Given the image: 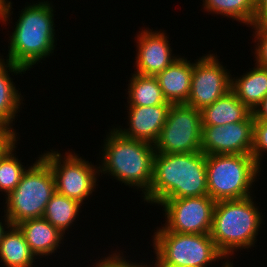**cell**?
<instances>
[{
    "instance_id": "19",
    "label": "cell",
    "mask_w": 267,
    "mask_h": 267,
    "mask_svg": "<svg viewBox=\"0 0 267 267\" xmlns=\"http://www.w3.org/2000/svg\"><path fill=\"white\" fill-rule=\"evenodd\" d=\"M231 90L251 111L267 95V69L255 64L240 77H232Z\"/></svg>"
},
{
    "instance_id": "3",
    "label": "cell",
    "mask_w": 267,
    "mask_h": 267,
    "mask_svg": "<svg viewBox=\"0 0 267 267\" xmlns=\"http://www.w3.org/2000/svg\"><path fill=\"white\" fill-rule=\"evenodd\" d=\"M103 142L99 164L101 176L102 173L108 174L129 188L140 189L144 197L149 192L153 177L154 144L128 138L114 127L109 129Z\"/></svg>"
},
{
    "instance_id": "23",
    "label": "cell",
    "mask_w": 267,
    "mask_h": 267,
    "mask_svg": "<svg viewBox=\"0 0 267 267\" xmlns=\"http://www.w3.org/2000/svg\"><path fill=\"white\" fill-rule=\"evenodd\" d=\"M202 6L210 14L231 17L247 27L253 24L256 13V0H203Z\"/></svg>"
},
{
    "instance_id": "4",
    "label": "cell",
    "mask_w": 267,
    "mask_h": 267,
    "mask_svg": "<svg viewBox=\"0 0 267 267\" xmlns=\"http://www.w3.org/2000/svg\"><path fill=\"white\" fill-rule=\"evenodd\" d=\"M254 198L252 195L215 202L210 235L218 251L227 259L238 249L256 246L263 218Z\"/></svg>"
},
{
    "instance_id": "1",
    "label": "cell",
    "mask_w": 267,
    "mask_h": 267,
    "mask_svg": "<svg viewBox=\"0 0 267 267\" xmlns=\"http://www.w3.org/2000/svg\"><path fill=\"white\" fill-rule=\"evenodd\" d=\"M208 195L206 155L156 153L149 192L143 201L158 206L167 199Z\"/></svg>"
},
{
    "instance_id": "27",
    "label": "cell",
    "mask_w": 267,
    "mask_h": 267,
    "mask_svg": "<svg viewBox=\"0 0 267 267\" xmlns=\"http://www.w3.org/2000/svg\"><path fill=\"white\" fill-rule=\"evenodd\" d=\"M117 252V253H116ZM109 256L104 257L103 260L100 258L97 262L94 263L93 267H152V264L147 265V263H143V261L139 263L126 260V255L123 257L122 252L116 251ZM122 253V254H121ZM146 264V265H145ZM96 265V266H95Z\"/></svg>"
},
{
    "instance_id": "17",
    "label": "cell",
    "mask_w": 267,
    "mask_h": 267,
    "mask_svg": "<svg viewBox=\"0 0 267 267\" xmlns=\"http://www.w3.org/2000/svg\"><path fill=\"white\" fill-rule=\"evenodd\" d=\"M26 69L19 65L4 60L3 55L0 56V119L17 135L13 127L15 116L20 112L23 96L17 90L11 75L25 74ZM25 72V73H24ZM10 73H12L10 75ZM17 114V115H16Z\"/></svg>"
},
{
    "instance_id": "8",
    "label": "cell",
    "mask_w": 267,
    "mask_h": 267,
    "mask_svg": "<svg viewBox=\"0 0 267 267\" xmlns=\"http://www.w3.org/2000/svg\"><path fill=\"white\" fill-rule=\"evenodd\" d=\"M51 151V152H50ZM40 156L50 165L55 178L56 192L82 205L98 186L99 166L79 157L75 152H60L53 149Z\"/></svg>"
},
{
    "instance_id": "21",
    "label": "cell",
    "mask_w": 267,
    "mask_h": 267,
    "mask_svg": "<svg viewBox=\"0 0 267 267\" xmlns=\"http://www.w3.org/2000/svg\"><path fill=\"white\" fill-rule=\"evenodd\" d=\"M133 74V75H132ZM128 84V106L171 104L165 99L155 76L132 73Z\"/></svg>"
},
{
    "instance_id": "13",
    "label": "cell",
    "mask_w": 267,
    "mask_h": 267,
    "mask_svg": "<svg viewBox=\"0 0 267 267\" xmlns=\"http://www.w3.org/2000/svg\"><path fill=\"white\" fill-rule=\"evenodd\" d=\"M165 30L146 28L136 36L135 73L155 76L170 66L179 56L172 54V47ZM139 34V35H138ZM168 38V39H167ZM171 47V48H170Z\"/></svg>"
},
{
    "instance_id": "16",
    "label": "cell",
    "mask_w": 267,
    "mask_h": 267,
    "mask_svg": "<svg viewBox=\"0 0 267 267\" xmlns=\"http://www.w3.org/2000/svg\"><path fill=\"white\" fill-rule=\"evenodd\" d=\"M35 257H46L57 252L64 234L45 218L27 219L17 224Z\"/></svg>"
},
{
    "instance_id": "33",
    "label": "cell",
    "mask_w": 267,
    "mask_h": 267,
    "mask_svg": "<svg viewBox=\"0 0 267 267\" xmlns=\"http://www.w3.org/2000/svg\"><path fill=\"white\" fill-rule=\"evenodd\" d=\"M3 218H4V222H5L4 224L0 220L1 221L0 222V242L3 239L5 232L7 231L6 229H9V227L12 225L10 219L6 216L5 213H4Z\"/></svg>"
},
{
    "instance_id": "25",
    "label": "cell",
    "mask_w": 267,
    "mask_h": 267,
    "mask_svg": "<svg viewBox=\"0 0 267 267\" xmlns=\"http://www.w3.org/2000/svg\"><path fill=\"white\" fill-rule=\"evenodd\" d=\"M267 152V122L254 121L251 156L261 166L263 153Z\"/></svg>"
},
{
    "instance_id": "20",
    "label": "cell",
    "mask_w": 267,
    "mask_h": 267,
    "mask_svg": "<svg viewBox=\"0 0 267 267\" xmlns=\"http://www.w3.org/2000/svg\"><path fill=\"white\" fill-rule=\"evenodd\" d=\"M36 259L22 231L17 225H11L0 242L1 262L5 267H35Z\"/></svg>"
},
{
    "instance_id": "15",
    "label": "cell",
    "mask_w": 267,
    "mask_h": 267,
    "mask_svg": "<svg viewBox=\"0 0 267 267\" xmlns=\"http://www.w3.org/2000/svg\"><path fill=\"white\" fill-rule=\"evenodd\" d=\"M181 55L166 69L155 75L167 102L186 104L193 73V62Z\"/></svg>"
},
{
    "instance_id": "31",
    "label": "cell",
    "mask_w": 267,
    "mask_h": 267,
    "mask_svg": "<svg viewBox=\"0 0 267 267\" xmlns=\"http://www.w3.org/2000/svg\"><path fill=\"white\" fill-rule=\"evenodd\" d=\"M0 137H17V135L0 119Z\"/></svg>"
},
{
    "instance_id": "12",
    "label": "cell",
    "mask_w": 267,
    "mask_h": 267,
    "mask_svg": "<svg viewBox=\"0 0 267 267\" xmlns=\"http://www.w3.org/2000/svg\"><path fill=\"white\" fill-rule=\"evenodd\" d=\"M254 120L202 126L201 151L205 155H251Z\"/></svg>"
},
{
    "instance_id": "2",
    "label": "cell",
    "mask_w": 267,
    "mask_h": 267,
    "mask_svg": "<svg viewBox=\"0 0 267 267\" xmlns=\"http://www.w3.org/2000/svg\"><path fill=\"white\" fill-rule=\"evenodd\" d=\"M49 2H27L22 8L9 37L8 55L4 60L29 71L33 65L52 55L57 38L53 26L54 7Z\"/></svg>"
},
{
    "instance_id": "14",
    "label": "cell",
    "mask_w": 267,
    "mask_h": 267,
    "mask_svg": "<svg viewBox=\"0 0 267 267\" xmlns=\"http://www.w3.org/2000/svg\"><path fill=\"white\" fill-rule=\"evenodd\" d=\"M171 104L154 106H126L128 112V128L116 127L122 135L135 140L154 144L164 126ZM121 127V128H120ZM123 128V129H122Z\"/></svg>"
},
{
    "instance_id": "10",
    "label": "cell",
    "mask_w": 267,
    "mask_h": 267,
    "mask_svg": "<svg viewBox=\"0 0 267 267\" xmlns=\"http://www.w3.org/2000/svg\"><path fill=\"white\" fill-rule=\"evenodd\" d=\"M160 205L165 212V230L183 234H210L215 201L208 195L167 199Z\"/></svg>"
},
{
    "instance_id": "29",
    "label": "cell",
    "mask_w": 267,
    "mask_h": 267,
    "mask_svg": "<svg viewBox=\"0 0 267 267\" xmlns=\"http://www.w3.org/2000/svg\"><path fill=\"white\" fill-rule=\"evenodd\" d=\"M254 121L267 122V95L252 111Z\"/></svg>"
},
{
    "instance_id": "11",
    "label": "cell",
    "mask_w": 267,
    "mask_h": 267,
    "mask_svg": "<svg viewBox=\"0 0 267 267\" xmlns=\"http://www.w3.org/2000/svg\"><path fill=\"white\" fill-rule=\"evenodd\" d=\"M232 75L215 54H204L193 63L191 90L186 105L201 111L231 90Z\"/></svg>"
},
{
    "instance_id": "34",
    "label": "cell",
    "mask_w": 267,
    "mask_h": 267,
    "mask_svg": "<svg viewBox=\"0 0 267 267\" xmlns=\"http://www.w3.org/2000/svg\"><path fill=\"white\" fill-rule=\"evenodd\" d=\"M230 261H231V259L226 260L225 263L223 262V264H222L221 267H234V266H233V263H231Z\"/></svg>"
},
{
    "instance_id": "5",
    "label": "cell",
    "mask_w": 267,
    "mask_h": 267,
    "mask_svg": "<svg viewBox=\"0 0 267 267\" xmlns=\"http://www.w3.org/2000/svg\"><path fill=\"white\" fill-rule=\"evenodd\" d=\"M261 170L251 155H206L208 196L215 202L252 196Z\"/></svg>"
},
{
    "instance_id": "28",
    "label": "cell",
    "mask_w": 267,
    "mask_h": 267,
    "mask_svg": "<svg viewBox=\"0 0 267 267\" xmlns=\"http://www.w3.org/2000/svg\"><path fill=\"white\" fill-rule=\"evenodd\" d=\"M253 25L267 26V0H256Z\"/></svg>"
},
{
    "instance_id": "7",
    "label": "cell",
    "mask_w": 267,
    "mask_h": 267,
    "mask_svg": "<svg viewBox=\"0 0 267 267\" xmlns=\"http://www.w3.org/2000/svg\"><path fill=\"white\" fill-rule=\"evenodd\" d=\"M152 243L156 254L155 262H151L154 265L208 267L216 260H222L221 263L226 261L210 234H183L159 227Z\"/></svg>"
},
{
    "instance_id": "24",
    "label": "cell",
    "mask_w": 267,
    "mask_h": 267,
    "mask_svg": "<svg viewBox=\"0 0 267 267\" xmlns=\"http://www.w3.org/2000/svg\"><path fill=\"white\" fill-rule=\"evenodd\" d=\"M17 140L0 154V192L7 196L19 184L28 167L14 154Z\"/></svg>"
},
{
    "instance_id": "22",
    "label": "cell",
    "mask_w": 267,
    "mask_h": 267,
    "mask_svg": "<svg viewBox=\"0 0 267 267\" xmlns=\"http://www.w3.org/2000/svg\"><path fill=\"white\" fill-rule=\"evenodd\" d=\"M81 203L55 192L46 205L43 218L65 234L79 216Z\"/></svg>"
},
{
    "instance_id": "30",
    "label": "cell",
    "mask_w": 267,
    "mask_h": 267,
    "mask_svg": "<svg viewBox=\"0 0 267 267\" xmlns=\"http://www.w3.org/2000/svg\"><path fill=\"white\" fill-rule=\"evenodd\" d=\"M12 8V2L9 0H0V22L4 24H9L8 21H10V17L13 13L11 10ZM5 22V23H4Z\"/></svg>"
},
{
    "instance_id": "18",
    "label": "cell",
    "mask_w": 267,
    "mask_h": 267,
    "mask_svg": "<svg viewBox=\"0 0 267 267\" xmlns=\"http://www.w3.org/2000/svg\"><path fill=\"white\" fill-rule=\"evenodd\" d=\"M202 126L225 125L254 120L252 111L230 90L210 106L201 110Z\"/></svg>"
},
{
    "instance_id": "26",
    "label": "cell",
    "mask_w": 267,
    "mask_h": 267,
    "mask_svg": "<svg viewBox=\"0 0 267 267\" xmlns=\"http://www.w3.org/2000/svg\"><path fill=\"white\" fill-rule=\"evenodd\" d=\"M255 30L253 33L255 45L254 57L256 65L267 69V26L251 25Z\"/></svg>"
},
{
    "instance_id": "6",
    "label": "cell",
    "mask_w": 267,
    "mask_h": 267,
    "mask_svg": "<svg viewBox=\"0 0 267 267\" xmlns=\"http://www.w3.org/2000/svg\"><path fill=\"white\" fill-rule=\"evenodd\" d=\"M37 158L24 172L16 188L5 197L4 213L12 225L43 217L46 205L56 192L50 165L41 156Z\"/></svg>"
},
{
    "instance_id": "35",
    "label": "cell",
    "mask_w": 267,
    "mask_h": 267,
    "mask_svg": "<svg viewBox=\"0 0 267 267\" xmlns=\"http://www.w3.org/2000/svg\"><path fill=\"white\" fill-rule=\"evenodd\" d=\"M152 267H184V266H174V265H154Z\"/></svg>"
},
{
    "instance_id": "32",
    "label": "cell",
    "mask_w": 267,
    "mask_h": 267,
    "mask_svg": "<svg viewBox=\"0 0 267 267\" xmlns=\"http://www.w3.org/2000/svg\"><path fill=\"white\" fill-rule=\"evenodd\" d=\"M18 139V137H0V154L7 148V146H10Z\"/></svg>"
},
{
    "instance_id": "9",
    "label": "cell",
    "mask_w": 267,
    "mask_h": 267,
    "mask_svg": "<svg viewBox=\"0 0 267 267\" xmlns=\"http://www.w3.org/2000/svg\"><path fill=\"white\" fill-rule=\"evenodd\" d=\"M202 113L186 104H171L157 141L156 153H193L201 151Z\"/></svg>"
}]
</instances>
